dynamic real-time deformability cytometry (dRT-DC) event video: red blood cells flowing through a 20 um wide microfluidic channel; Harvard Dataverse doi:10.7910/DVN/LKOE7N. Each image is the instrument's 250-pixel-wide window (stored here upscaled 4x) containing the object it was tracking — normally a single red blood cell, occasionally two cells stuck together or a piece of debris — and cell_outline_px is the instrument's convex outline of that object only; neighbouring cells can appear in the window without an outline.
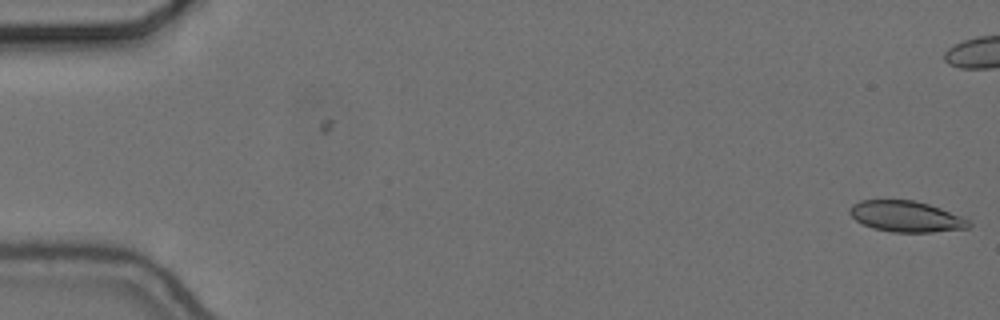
{"species": "common noctule bat (a hibernating species)", "species_latin": "Nyctalus noctula", "temperature_condition": "cold", "stored_images_in_passage": 6, "camera_frame_rate_fps": 3000, "um_per_image_px": 0.085, "animal": {"sex": "female", "body_mass_g": 24.6, "forearm_length_mm": 56.2}, "frame": {"image": 1, "passage_image": 6, "time_ms": 1.667, "image_size_px": [1000, 320], "cell_outline_px": [[972, 224], [968, 228], [932, 232], [892, 232], [872, 228], [856, 220], [848, 212], [848, 208], [852, 204], [860, 200], [912, 200], [928, 204], [940, 208], [960, 216], [968, 220]], "centroid_in_image_um": [76.98, 18.4], "position_along_channel_um": 8.0, "area_um2": 21.39}}